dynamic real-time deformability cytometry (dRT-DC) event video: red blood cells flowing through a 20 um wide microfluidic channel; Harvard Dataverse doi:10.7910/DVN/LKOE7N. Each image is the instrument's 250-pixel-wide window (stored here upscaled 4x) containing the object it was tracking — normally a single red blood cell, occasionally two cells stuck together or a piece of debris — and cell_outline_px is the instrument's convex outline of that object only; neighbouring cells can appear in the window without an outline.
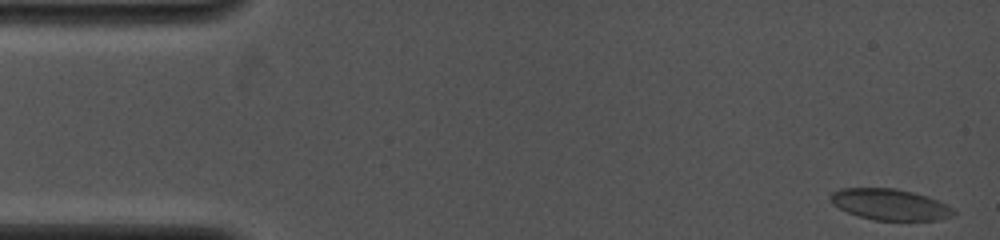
{"species": "common noctule bat (a hibernating species)", "species_latin": "Nyctalus noctula", "temperature_condition": "cold", "stored_images_in_passage": 7, "camera_frame_rate_fps": 4000, "um_per_image_px": 0.085, "animal": {"sex": "female", "body_mass_g": 19.0, "forearm_length_mm": 53.3}, "frame": {"image": 1, "passage_image": 1, "time_ms": 0.0, "image_size_px": [1000, 240], "cell_outline_px": [[956, 216], [936, 220], [876, 220], [860, 216], [848, 212], [832, 204], [828, 196], [832, 192], [840, 188], [896, 188], [928, 196], [952, 208], [956, 212]], "centroid_in_image_um": [75.64, 17.37], "position_along_channel_um": 9.4, "area_um2": 22.31}}
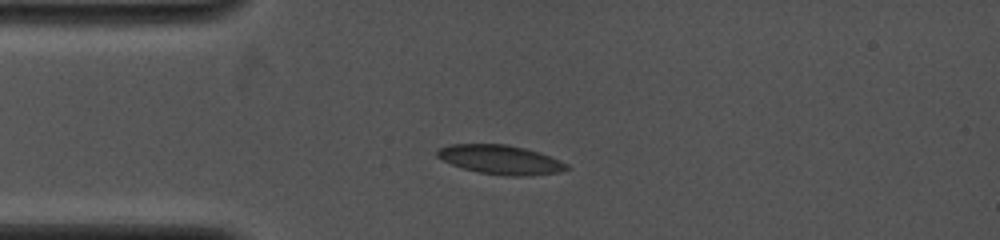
{"frame": {"image": 2, "passage_image": 5, "time_ms": 3.25, "image_size_px": [1000, 240], "cell_outline_px": [[572, 168], [564, 172], [528, 176], [508, 176], [480, 172], [464, 168], [452, 164], [436, 156], [436, 152], [440, 148], [448, 144], [508, 144], [540, 152], [560, 160], [568, 164]], "centroid_in_image_um": [42.62, 13.57], "position_along_channel_um": 42.4, "area_um2": 22.14}}
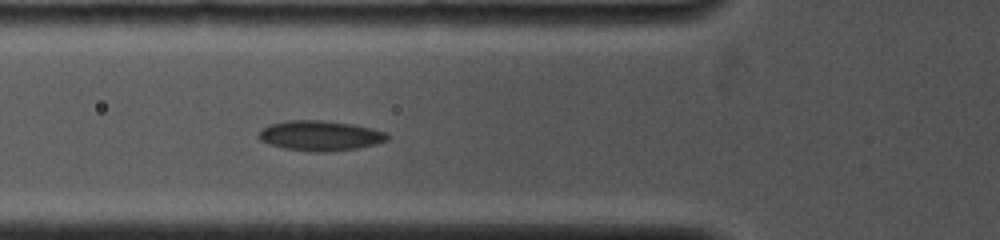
{"frame": {"image": 3, "passage_image": 7, "time_ms": 5.0, "image_size_px": [1000, 240], "cell_outline_px": [[392, 136], [388, 140], [376, 144], [360, 148], [328, 152], [316, 152], [284, 148], [268, 144], [260, 140], [260, 132], [268, 124], [288, 120], [324, 120], [352, 124], [384, 132]], "centroid_in_image_um": [27.24, 11.54], "position_along_channel_um": 98.6, "area_um2": 22.54}}